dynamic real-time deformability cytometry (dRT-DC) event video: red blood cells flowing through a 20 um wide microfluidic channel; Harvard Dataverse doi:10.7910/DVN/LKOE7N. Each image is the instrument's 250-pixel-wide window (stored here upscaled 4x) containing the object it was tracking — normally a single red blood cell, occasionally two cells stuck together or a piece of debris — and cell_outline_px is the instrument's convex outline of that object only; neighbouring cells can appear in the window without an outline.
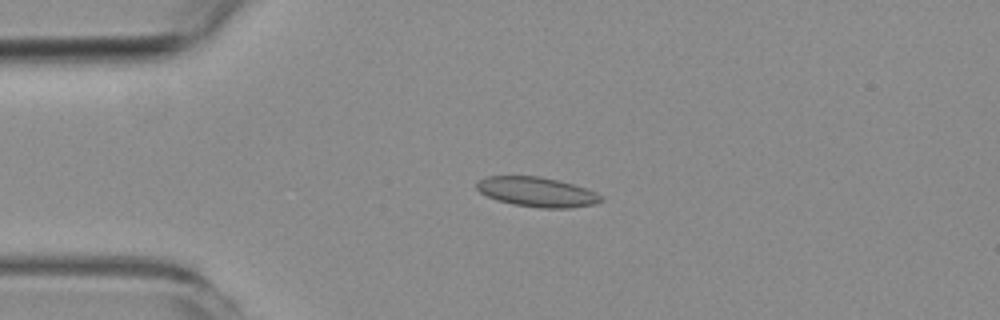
{"species": "common noctule bat (a hibernating species)", "species_latin": "Nyctalus noctula", "temperature_condition": "room temperature", "stored_images_in_passage": 4, "camera_frame_rate_fps": 3000, "um_per_image_px": 0.085, "animal": {"sex": "female", "body_mass_g": 19.3, "forearm_length_mm": 54.1}, "frame": {"image": 1, "passage_image": 3, "time_ms": 3.333, "image_size_px": [1000, 320], "cell_outline_px": [[604, 200], [596, 204], [568, 208], [540, 208], [512, 204], [496, 200], [480, 192], [476, 188], [476, 184], [480, 180], [488, 176], [540, 176], [572, 184], [596, 192], [604, 196]], "centroid_in_image_um": [45.66, 16.33], "position_along_channel_um": 39.3, "area_um2": 21.5}}